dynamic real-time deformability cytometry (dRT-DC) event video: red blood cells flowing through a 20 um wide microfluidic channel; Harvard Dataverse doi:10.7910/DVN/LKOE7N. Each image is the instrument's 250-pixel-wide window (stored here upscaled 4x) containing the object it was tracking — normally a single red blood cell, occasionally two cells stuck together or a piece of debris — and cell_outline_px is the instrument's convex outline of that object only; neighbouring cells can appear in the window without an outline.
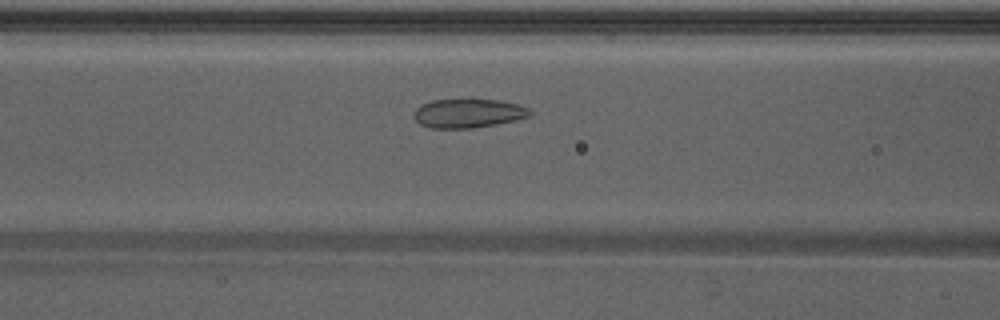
{"species": "Egyptian fruit bat (a non-hibernating species)", "species_latin": "Rousettus aegyptiacus", "temperature_condition": "warm", "stored_images_in_passage": 36, "camera_frame_rate_fps": 3000, "um_per_image_px": 0.085, "animal": {"sex": "male"}, "frame": {"image": 1, "passage_image": 11, "time_ms": 3.333, "image_size_px": [1000, 320], "cell_outline_px": [[532, 116], [496, 124], [472, 128], [432, 128], [420, 124], [416, 120], [412, 112], [420, 104], [432, 100], [500, 100], [516, 104], [528, 108], [532, 112]], "centroid_in_image_um": [39.78, 9.63], "position_along_channel_um": 126.8, "area_um2": 19.48}}
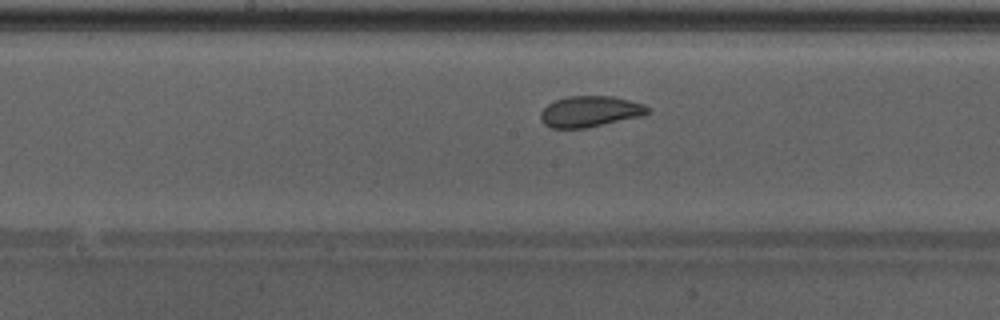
{"frame": {"image": 2, "passage_image": 16, "time_ms": 5.0, "image_size_px": [1000, 320], "cell_outline_px": [[652, 112], [644, 116], [588, 128], [552, 128], [544, 124], [540, 120], [540, 112], [548, 104], [556, 100], [568, 96], [612, 96], [644, 104]], "centroid_in_image_um": [50.18, 9.49], "position_along_channel_um": 198.0, "area_um2": 19.54}, "authors_computed_cell_mechanics": {"area_um2": 19.9988, "velocity_mm_per_s": 4.2868, "shape_relaxation_time_tau1_ms": 2.8929, "shape_relaxation_time_tau2_ms": 0.7763, "deformation_change_tau1": 0.0842, "deformation_change_tau2": 0.0496}}